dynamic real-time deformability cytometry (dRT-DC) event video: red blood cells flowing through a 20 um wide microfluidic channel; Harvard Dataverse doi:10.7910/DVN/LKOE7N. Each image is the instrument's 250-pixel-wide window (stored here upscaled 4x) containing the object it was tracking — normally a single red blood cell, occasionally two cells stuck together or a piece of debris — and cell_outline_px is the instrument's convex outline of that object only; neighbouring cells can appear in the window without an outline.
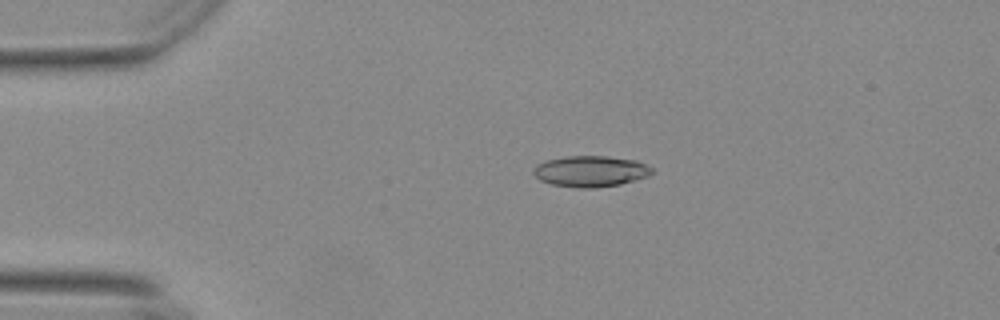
{"species": "Egyptian fruit bat (a non-hibernating species)", "species_latin": "Rousettus aegyptiacus", "temperature_condition": "warm", "stored_images_in_passage": 21, "camera_frame_rate_fps": 3000, "um_per_image_px": 0.085, "animal": {"sex": "female"}, "frame": {"image": 1, "passage_image": 11, "time_ms": 3.333, "image_size_px": [1000, 320], "cell_outline_px": [[656, 172], [648, 176], [620, 184], [596, 188], [576, 188], [552, 184], [540, 180], [532, 172], [536, 164], [548, 160], [568, 156], [608, 156], [636, 160], [652, 168]], "centroid_in_image_um": [50.21, 14.56], "position_along_channel_um": 34.8, "area_um2": 21.44}}
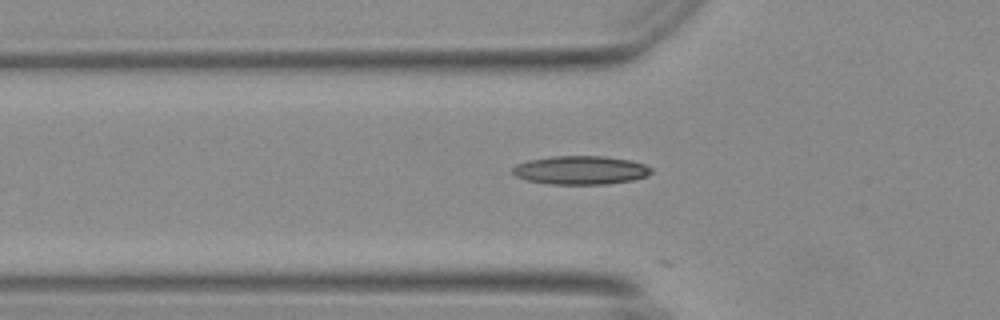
{"frame": {"image": 2, "passage_image": 18, "time_ms": 5.667, "image_size_px": [1000, 320], "cell_outline_px": [[652, 172], [648, 176], [632, 180], [608, 184], [548, 184], [528, 180], [516, 176], [512, 172], [512, 168], [516, 164], [528, 160], [552, 156], [604, 156], [628, 160], [644, 164], [652, 168]], "centroid_in_image_um": [49.35, 14.46], "position_along_channel_um": 76.4, "area_um2": 23.12}}